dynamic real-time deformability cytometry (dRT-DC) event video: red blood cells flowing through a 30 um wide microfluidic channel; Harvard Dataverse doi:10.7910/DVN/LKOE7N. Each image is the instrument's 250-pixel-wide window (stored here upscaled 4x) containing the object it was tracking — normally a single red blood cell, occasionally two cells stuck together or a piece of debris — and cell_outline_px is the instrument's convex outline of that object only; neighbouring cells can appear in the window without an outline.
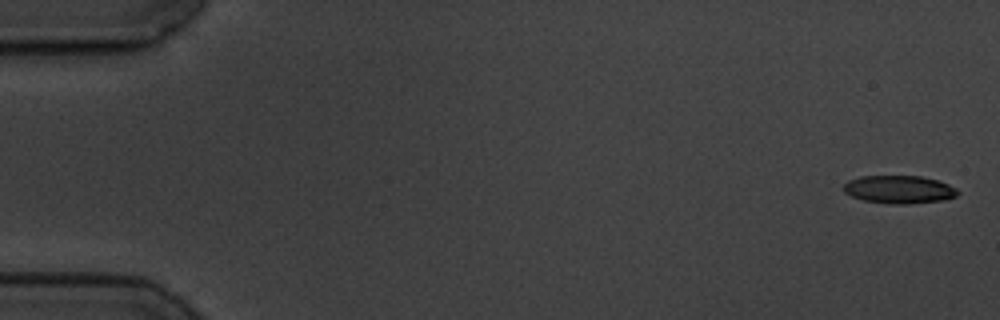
{"species": "common noctule bat (a hibernating species)", "species_latin": "Nyctalus noctula", "temperature_condition": "cold", "stored_images_in_passage": 58, "camera_frame_rate_fps": 3000, "um_per_image_px": 0.085, "animal": {"sex": "male", "body_mass_g": 19.5, "forearm_length_mm": 54.6}, "frame": {"image": 1, "passage_image": 1, "time_ms": 0.0, "image_size_px": [1000, 320], "cell_outline_px": [[960, 192], [956, 196], [944, 200], [908, 204], [888, 204], [864, 200], [852, 196], [844, 192], [844, 184], [848, 180], [860, 176], [920, 176], [936, 180], [948, 184], [956, 188]], "centroid_in_image_um": [76.43, 16.11], "position_along_channel_um": 8.6, "area_um2": 18.61}}
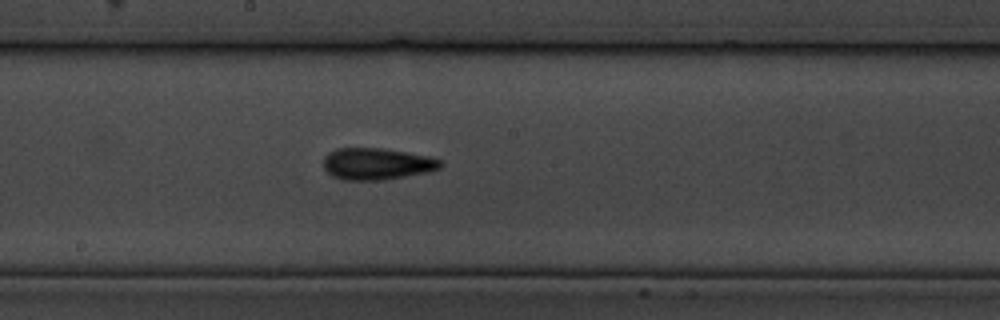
{"frame": {"image": 2, "passage_image": 31, "time_ms": 10.0, "image_size_px": [1000, 320], "cell_outline_px": [[444, 164], [440, 168], [428, 172], [384, 180], [340, 180], [332, 176], [324, 168], [324, 156], [328, 152], [336, 148], [380, 148], [408, 152], [428, 156], [440, 160]], "centroid_in_image_um": [32.02, 13.93], "position_along_channel_um": 216.2, "area_um2": 21.79}}
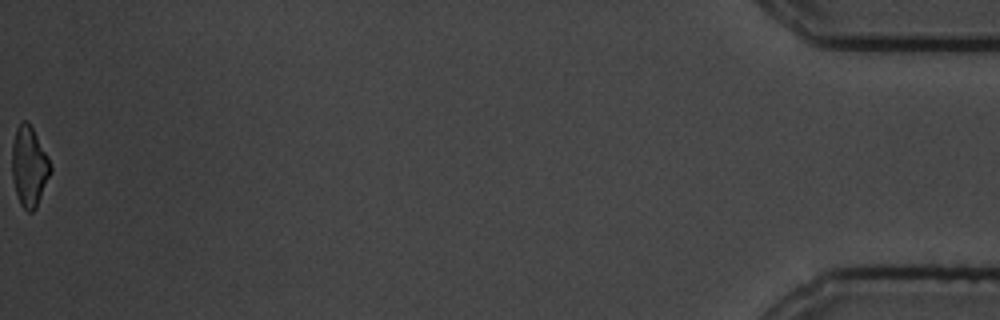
{"frame": {"image": 3, "passage_image": 58, "time_ms": 19.0, "image_size_px": [1000, 320], "cell_outline_px": [[52, 172], [36, 208], [32, 212], [28, 212], [20, 204], [16, 192], [12, 176], [12, 144], [16, 128], [20, 120], [28, 120], [48, 156], [52, 168]], "centroid_in_image_um": [2.49, 14.13], "position_along_channel_um": 432.7, "area_um2": 18.15}, "authors_computed_cell_mechanics": {"area_um2": 19.8543, "velocity_mm_per_s": 3.4877, "shape_relaxation_time_tau1_ms": 4.136, "shape_relaxation_time_tau2_ms": 3.2605, "deformation_change_tau1": 0.1174, "deformation_change_tau2": 0.1209}}